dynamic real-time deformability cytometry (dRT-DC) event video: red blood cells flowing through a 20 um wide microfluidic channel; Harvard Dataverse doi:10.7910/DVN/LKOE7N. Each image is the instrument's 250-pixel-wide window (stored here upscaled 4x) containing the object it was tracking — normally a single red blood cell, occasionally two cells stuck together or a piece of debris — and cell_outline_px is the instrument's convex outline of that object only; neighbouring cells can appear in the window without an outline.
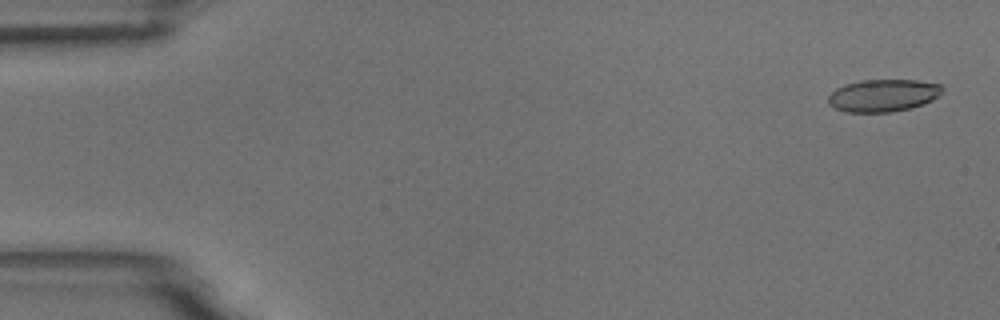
{"species": "common noctule bat (a hibernating species)", "species_latin": "Nyctalus noctula", "temperature_condition": "room temperature", "stored_images_in_passage": 55, "camera_frame_rate_fps": 3000, "um_per_image_px": 0.085, "animal": {"sex": "male", "body_mass_g": 18.8}, "frame": {"image": 1, "passage_image": 2, "time_ms": 0.333, "image_size_px": [1000, 320], "cell_outline_px": [[944, 88], [932, 100], [924, 104], [912, 108], [892, 112], [844, 112], [828, 104], [828, 96], [836, 88], [844, 84], [860, 80], [916, 80], [944, 84]], "centroid_in_image_um": [75.07, 8.11], "position_along_channel_um": 9.9, "area_um2": 21.73}}
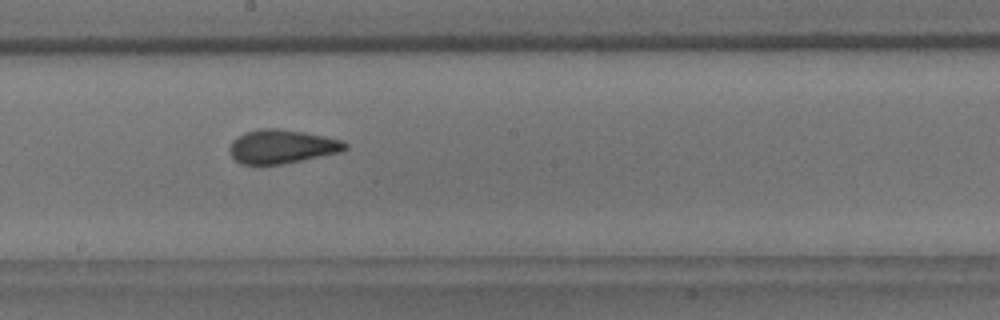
{"frame": {"image": 2, "passage_image": 30, "time_ms": 9.667, "image_size_px": [1000, 320], "cell_outline_px": [[348, 148], [340, 152], [280, 164], [240, 164], [232, 156], [228, 148], [232, 140], [244, 132], [260, 128], [276, 128], [304, 132], [344, 140], [348, 144]], "centroid_in_image_um": [23.95, 12.44], "position_along_channel_um": 224.3, "area_um2": 22.72}}
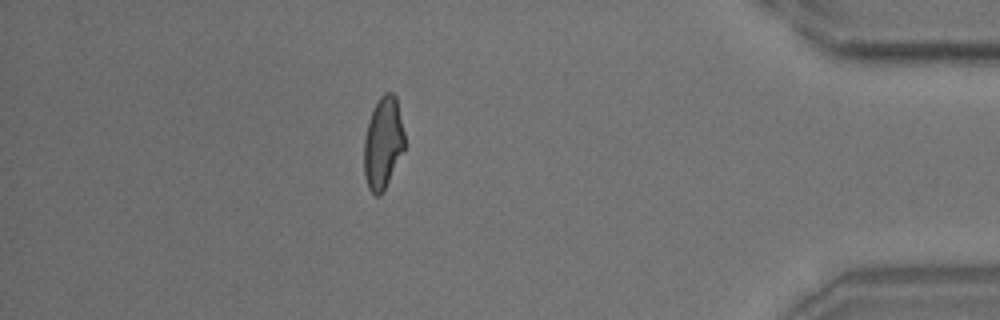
{"frame": {"image": 3, "passage_image": 48, "time_ms": 15.667, "image_size_px": [1000, 320], "cell_outline_px": [[404, 148], [380, 196], [376, 196], [368, 188], [364, 176], [364, 136], [372, 112], [380, 96], [384, 92], [392, 92], [396, 96], [404, 132]], "centroid_in_image_um": [32.54, 12.13], "position_along_channel_um": 402.7, "area_um2": 21.33}, "authors_computed_cell_mechanics": {"area_um2": 22.3108, "velocity_mm_per_s": 3.6716, "shape_relaxation_time_tau1_ms": 8.7255, "shape_relaxation_time_tau2_ms": 1.3135, "deformation_change_tau1": 0.1966, "deformation_change_tau2": 0.0933}}